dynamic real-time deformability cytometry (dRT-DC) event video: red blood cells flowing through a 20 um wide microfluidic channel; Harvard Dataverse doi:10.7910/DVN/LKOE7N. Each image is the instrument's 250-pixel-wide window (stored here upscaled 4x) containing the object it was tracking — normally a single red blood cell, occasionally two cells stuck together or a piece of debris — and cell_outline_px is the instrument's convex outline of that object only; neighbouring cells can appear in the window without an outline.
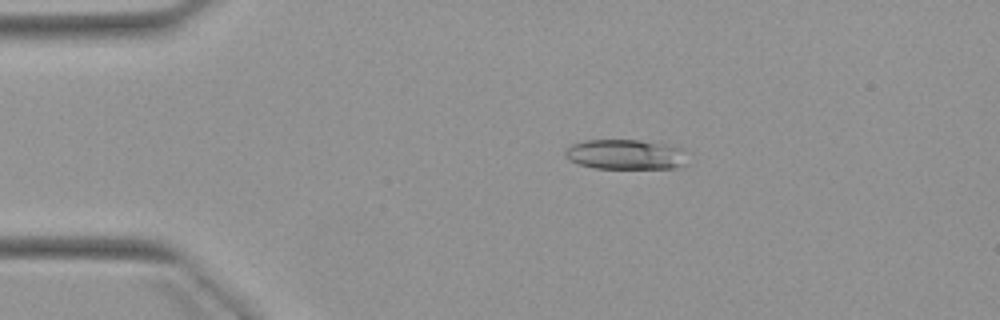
{"species": "Egyptian fruit bat (a non-hibernating species)", "species_latin": "Rousettus aegyptiacus", "temperature_condition": "warm", "stored_images_in_passage": 5, "camera_frame_rate_fps": 3000, "um_per_image_px": 0.085, "animal": {"sex": "female"}, "frame": {"image": 1, "passage_image": 3, "time_ms": 2.333, "image_size_px": [1000, 320], "cell_outline_px": [[688, 164], [684, 168], [596, 168], [580, 164], [568, 160], [564, 156], [564, 148], [572, 144], [584, 140], [640, 140], [668, 144], [684, 148]], "centroid_in_image_um": [53.22, 13.13], "position_along_channel_um": 31.8, "area_um2": 21.91}}
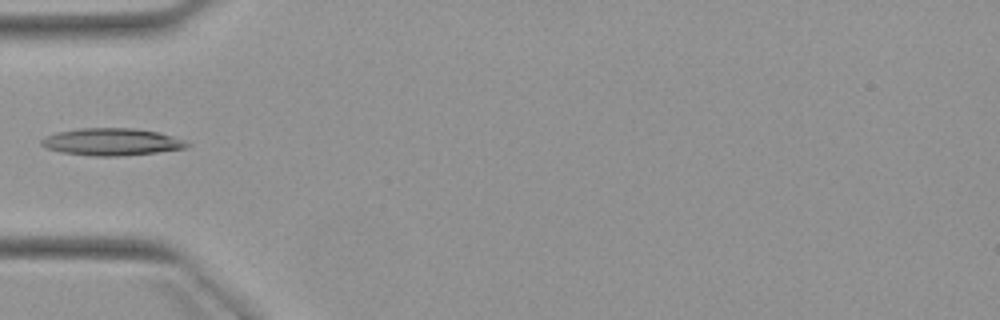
{"frame": {"image": 2, "passage_image": 5, "time_ms": 4.667, "image_size_px": [1000, 320], "cell_outline_px": [[192, 144], [188, 148], [156, 152], [120, 156], [92, 156], [60, 152], [48, 148], [40, 144], [40, 140], [56, 132], [80, 128], [132, 128], [160, 132], [184, 140]], "centroid_in_image_um": [9.52, 12.06], "position_along_channel_um": 75.5, "area_um2": 23.12}}